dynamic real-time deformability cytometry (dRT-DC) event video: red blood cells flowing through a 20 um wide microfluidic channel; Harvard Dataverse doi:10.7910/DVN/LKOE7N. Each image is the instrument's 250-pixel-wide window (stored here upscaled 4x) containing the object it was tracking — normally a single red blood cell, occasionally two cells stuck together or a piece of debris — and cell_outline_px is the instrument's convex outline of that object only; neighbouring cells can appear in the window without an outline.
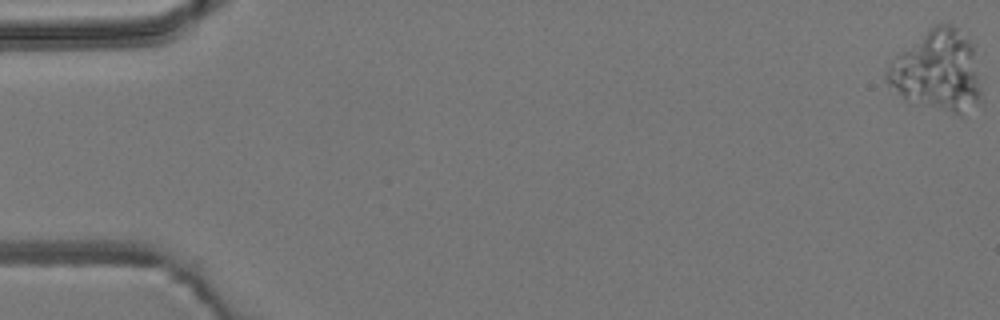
{"species": "common noctule bat (a hibernating species)", "species_latin": "Nyctalus noctula", "temperature_condition": "room temperature", "stored_images_in_passage": 4, "camera_frame_rate_fps": 3000, "um_per_image_px": 0.085, "animal": {"sex": "male", "body_mass_g": 19.2, "forearm_length_mm": 51.8}, "frame": {"image": 1, "passage_image": 1, "time_ms": 0.0, "image_size_px": [1000, 320], "cell_outline_px": [[980, 100], [960, 116], [956, 116], [904, 100], [884, 80], [884, 72], [888, 64], [900, 52], [928, 28], [936, 24], [952, 24], [976, 44], [980, 88]], "centroid_in_image_um": [79.7, 6.03], "position_along_channel_um": 5.3, "area_um2": 45.37}}